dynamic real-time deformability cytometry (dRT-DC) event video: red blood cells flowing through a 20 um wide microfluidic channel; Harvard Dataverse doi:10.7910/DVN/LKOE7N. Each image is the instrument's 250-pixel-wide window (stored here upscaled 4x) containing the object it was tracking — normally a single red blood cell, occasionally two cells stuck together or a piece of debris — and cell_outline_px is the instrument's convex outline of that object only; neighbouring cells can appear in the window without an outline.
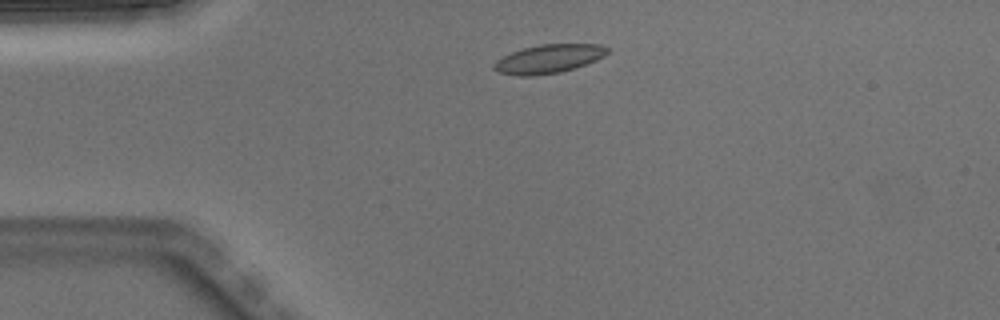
{"species": "Egyptian fruit bat (a non-hibernating species)", "species_latin": "Rousettus aegyptiacus", "temperature_condition": "warm", "stored_images_in_passage": 4, "camera_frame_rate_fps": 3000, "um_per_image_px": 0.085, "animal": {"sex": "male"}, "frame": {"image": 1, "passage_image": 4, "time_ms": 1.0, "image_size_px": [1000, 320], "cell_outline_px": [[608, 52], [604, 56], [596, 60], [560, 72], [536, 76], [520, 76], [496, 72], [492, 68], [492, 64], [496, 60], [512, 52], [524, 48], [540, 44], [600, 44], [608, 48]], "centroid_in_image_um": [46.59, 5.01], "position_along_channel_um": 38.4, "area_um2": 18.9}}